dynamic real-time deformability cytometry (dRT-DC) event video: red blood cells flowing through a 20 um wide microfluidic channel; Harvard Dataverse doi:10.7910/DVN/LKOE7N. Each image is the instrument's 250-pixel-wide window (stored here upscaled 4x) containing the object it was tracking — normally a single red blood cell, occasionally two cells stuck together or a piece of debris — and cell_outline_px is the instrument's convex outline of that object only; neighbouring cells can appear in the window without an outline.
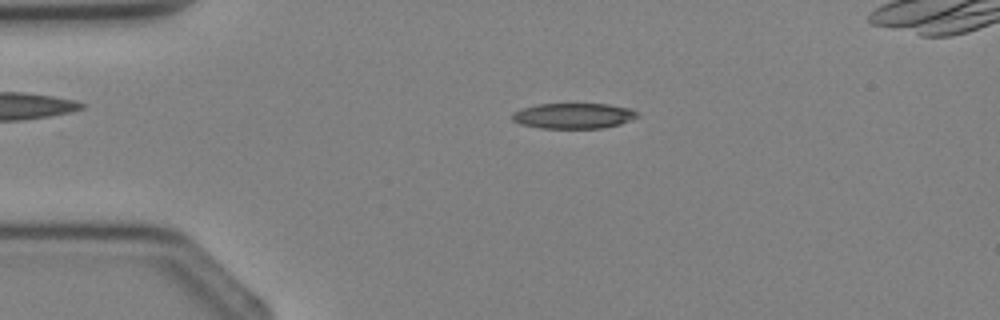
{"species": "Egyptian fruit bat (a non-hibernating species)", "species_latin": "Rousettus aegyptiacus", "temperature_condition": "cold", "stored_images_in_passage": 3, "camera_frame_rate_fps": 3000, "um_per_image_px": 0.085, "animal": {"sex": "female"}, "frame": {"image": 1, "passage_image": 1, "time_ms": 0.0, "image_size_px": [1000, 320], "cell_outline_px": [[640, 116], [620, 124], [604, 128], [540, 128], [520, 124], [512, 120], [512, 112], [520, 108], [536, 104], [608, 104], [628, 108], [636, 112]], "centroid_in_image_um": [48.7, 9.84], "position_along_channel_um": 36.3, "area_um2": 18.67}}